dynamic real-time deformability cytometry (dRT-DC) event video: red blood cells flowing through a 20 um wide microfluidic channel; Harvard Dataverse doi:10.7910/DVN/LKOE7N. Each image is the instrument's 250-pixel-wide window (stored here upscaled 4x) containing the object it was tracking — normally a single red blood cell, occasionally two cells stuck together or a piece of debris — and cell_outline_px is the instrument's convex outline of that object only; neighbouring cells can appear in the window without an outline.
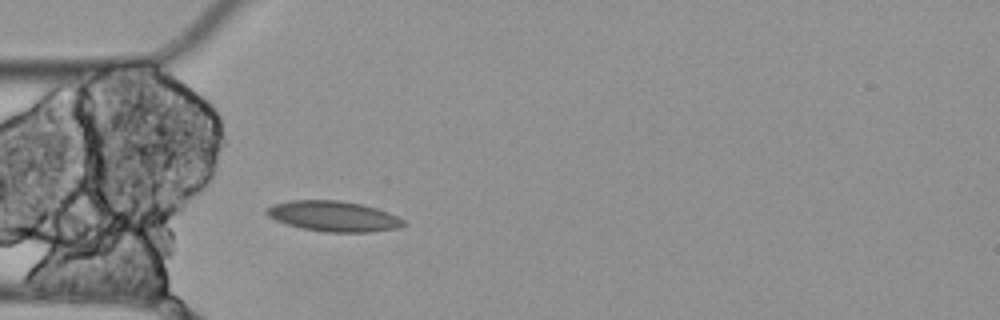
{"species": "Egyptian fruit bat (a non-hibernating species)", "species_latin": "Rousettus aegyptiacus", "temperature_condition": "cold", "stored_images_in_passage": 4, "camera_frame_rate_fps": 3000, "um_per_image_px": 0.085, "animal": {"sex": "female"}, "frame": {"image": 1, "passage_image": 4, "time_ms": 1.0, "image_size_px": [1000, 320], "cell_outline_px": [[408, 224], [396, 228], [372, 232], [324, 232], [304, 228], [288, 224], [276, 220], [268, 216], [264, 212], [272, 204], [292, 200], [340, 200], [360, 204], [376, 208], [396, 216], [404, 220]], "centroid_in_image_um": [28.35, 18.38], "position_along_channel_um": 56.7, "area_um2": 24.1}}